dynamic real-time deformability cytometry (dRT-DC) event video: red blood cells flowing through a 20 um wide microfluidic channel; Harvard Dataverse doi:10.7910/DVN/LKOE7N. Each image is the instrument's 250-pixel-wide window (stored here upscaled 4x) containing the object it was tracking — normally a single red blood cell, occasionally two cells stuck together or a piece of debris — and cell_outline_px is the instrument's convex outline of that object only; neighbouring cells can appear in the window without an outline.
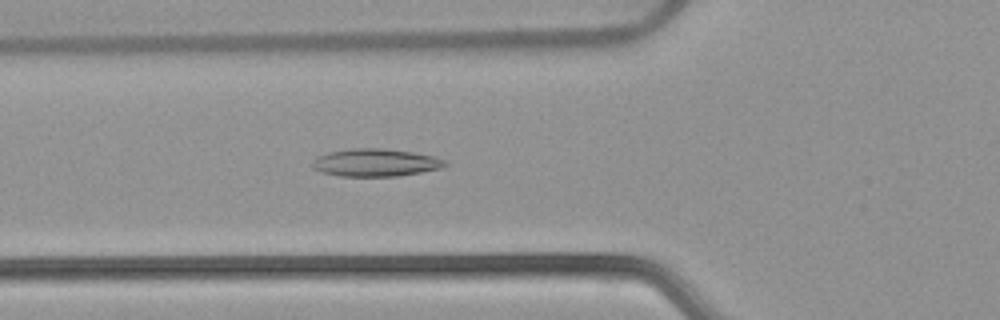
{"species": "common noctule bat (a hibernating species)", "species_latin": "Nyctalus noctula", "temperature_condition": "warm", "stored_images_in_passage": 52, "camera_frame_rate_fps": 3000, "um_per_image_px": 0.085, "animal": {"sex": "female", "body_mass_g": 22.7, "forearm_length_mm": 54.2}, "frame": {"image": 1, "passage_image": 19, "time_ms": 6.0, "image_size_px": [1000, 320], "cell_outline_px": [[448, 164], [444, 168], [396, 176], [340, 176], [320, 172], [312, 168], [312, 160], [316, 156], [328, 152], [352, 148], [384, 148], [412, 152], [436, 156], [444, 160]], "centroid_in_image_um": [31.9, 13.81], "position_along_channel_um": 93.9, "area_um2": 21.62}}
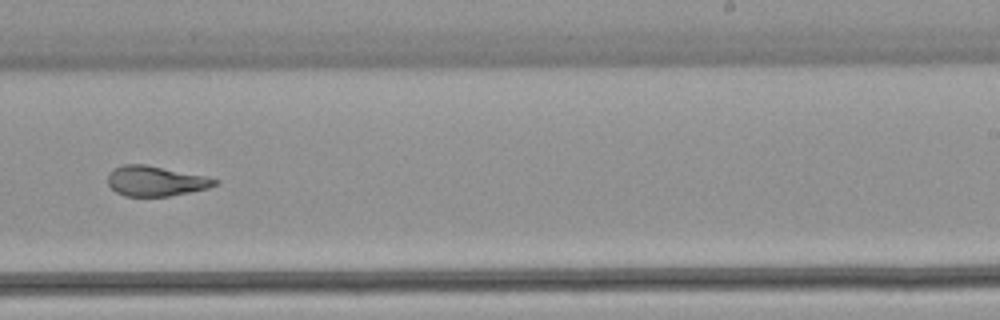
{"frame": {"image": 2, "passage_image": 33, "time_ms": 10.667, "image_size_px": [1000, 320], "cell_outline_px": [[220, 180], [216, 184], [208, 188], [168, 196], [124, 196], [116, 192], [108, 184], [108, 176], [116, 168], [124, 164], [144, 164], [208, 176]], "centroid_in_image_um": [13.26, 15.39], "position_along_channel_um": 275.7, "area_um2": 18.61}}
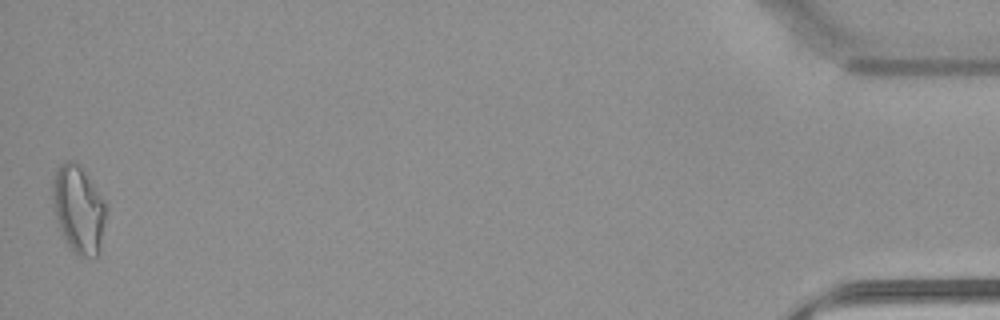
{"frame": {"image": 3, "passage_image": 52, "time_ms": 17.0, "image_size_px": [1000, 320], "cell_outline_px": [[108, 212], [100, 256], [76, 256], [68, 244], [60, 228], [52, 208], [52, 180], [56, 168], [64, 160], [72, 160], [80, 164], [108, 204]], "centroid_in_image_um": [6.72, 17.77], "position_along_channel_um": 428.5, "area_um2": 28.26}, "authors_computed_cell_mechanics": {"area_um2": 21.5883, "velocity_mm_per_s": 3.8939, "shape_relaxation_time_tau1_ms": null, "shape_relaxation_time_tau2_ms": 1.8546, "deformation_change_tau1": null, "deformation_change_tau2": 0.0936}}